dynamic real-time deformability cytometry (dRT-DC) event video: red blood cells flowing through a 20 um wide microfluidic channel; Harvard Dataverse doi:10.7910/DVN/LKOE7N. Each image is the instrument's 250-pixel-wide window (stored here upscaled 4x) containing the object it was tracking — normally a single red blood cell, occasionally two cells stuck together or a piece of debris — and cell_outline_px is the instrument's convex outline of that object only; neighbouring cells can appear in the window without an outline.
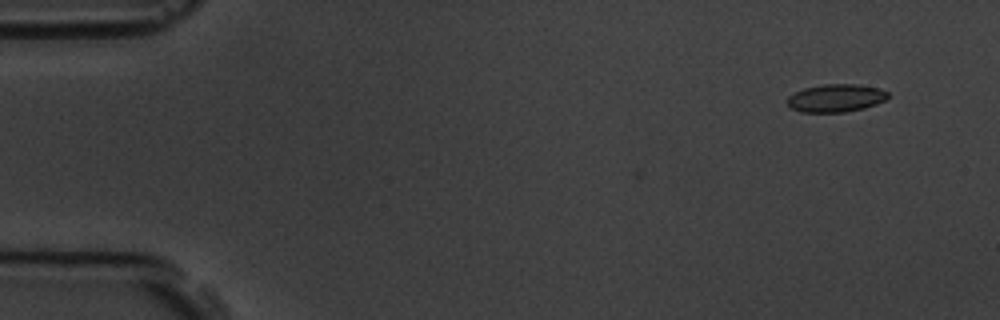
{"species": "common noctule bat (a hibernating species)", "species_latin": "Nyctalus noctula", "temperature_condition": "room temperature", "stored_images_in_passage": 6, "camera_frame_rate_fps": 3000, "um_per_image_px": 0.085, "animal": {"sex": "male", "body_mass_g": 19.5, "forearm_length_mm": 54.6}, "frame": {"image": 1, "passage_image": 1, "time_ms": 0.0, "image_size_px": [1000, 320], "cell_outline_px": [[888, 96], [884, 100], [876, 104], [864, 108], [844, 112], [800, 112], [792, 108], [788, 104], [788, 96], [804, 88], [824, 84], [856, 84], [876, 88], [888, 92]], "centroid_in_image_um": [71.03, 8.34], "position_along_channel_um": 14.0, "area_um2": 16.13}}
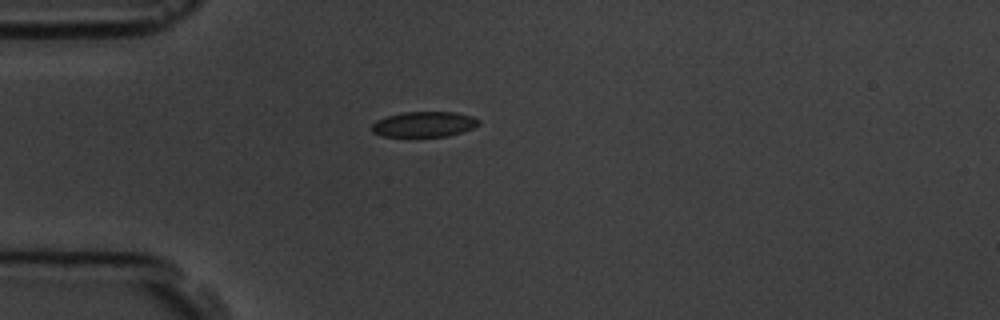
{"frame": {"image": 2, "passage_image": 4, "time_ms": 3.667, "image_size_px": [1000, 320], "cell_outline_px": [[480, 124], [472, 128], [448, 136], [384, 136], [372, 132], [372, 124], [376, 120], [388, 116], [404, 112], [456, 112], [472, 116], [480, 120]], "centroid_in_image_um": [36.06, 10.55], "position_along_channel_um": 48.9, "area_um2": 15.66}}
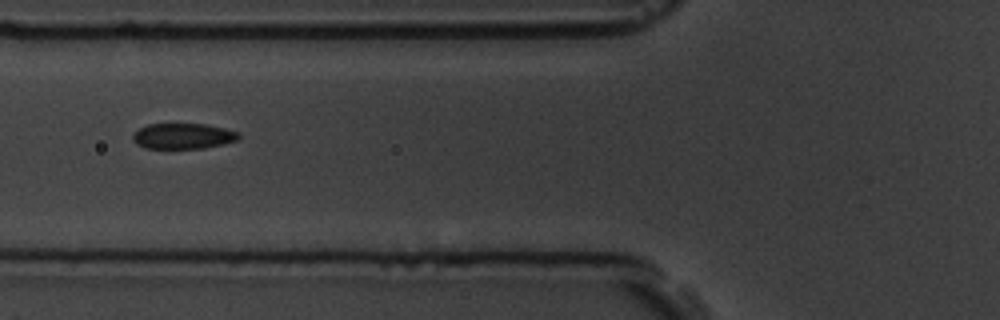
{"frame": {"image": 3, "passage_image": 6, "time_ms": 5.667, "image_size_px": [1000, 320], "cell_outline_px": [[240, 136], [236, 140], [224, 144], [204, 148], [144, 148], [136, 144], [132, 140], [132, 132], [148, 124], [204, 124], [224, 128], [240, 132]], "centroid_in_image_um": [15.53, 11.57], "position_along_channel_um": 110.3, "area_um2": 15.9}}